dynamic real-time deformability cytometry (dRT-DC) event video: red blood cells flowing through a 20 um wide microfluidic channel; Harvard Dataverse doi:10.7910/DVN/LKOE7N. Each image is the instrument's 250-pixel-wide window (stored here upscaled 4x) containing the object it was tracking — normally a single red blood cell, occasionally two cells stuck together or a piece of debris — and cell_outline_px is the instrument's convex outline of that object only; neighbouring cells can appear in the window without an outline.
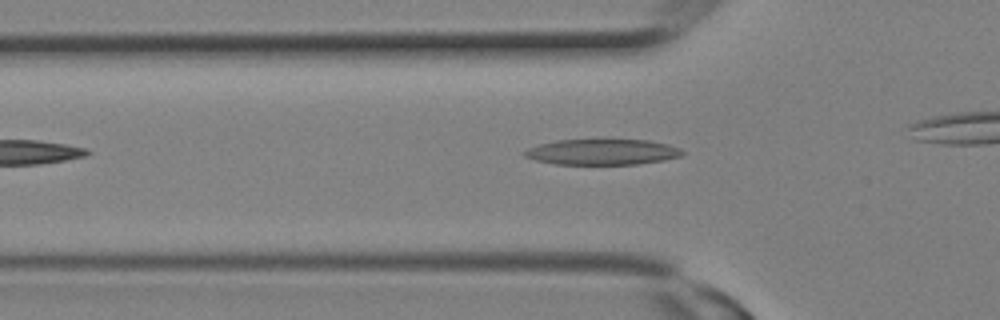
{"species": "Egyptian fruit bat (a non-hibernating species)", "species_latin": "Rousettus aegyptiacus", "temperature_condition": "room temperature", "stored_images_in_passage": 6, "camera_frame_rate_fps": 3000, "um_per_image_px": 0.085, "animal": {"sex": "female"}, "frame": {"image": 1, "passage_image": 6, "time_ms": 1.667, "image_size_px": [1000, 320], "cell_outline_px": [[684, 152], [680, 156], [664, 160], [636, 164], [556, 164], [536, 160], [524, 156], [520, 152], [528, 148], [540, 144], [556, 140], [600, 136], [604, 136], [652, 140], [668, 144], [680, 148]], "centroid_in_image_um": [51.19, 12.85], "position_along_channel_um": 74.6, "area_um2": 25.03}}